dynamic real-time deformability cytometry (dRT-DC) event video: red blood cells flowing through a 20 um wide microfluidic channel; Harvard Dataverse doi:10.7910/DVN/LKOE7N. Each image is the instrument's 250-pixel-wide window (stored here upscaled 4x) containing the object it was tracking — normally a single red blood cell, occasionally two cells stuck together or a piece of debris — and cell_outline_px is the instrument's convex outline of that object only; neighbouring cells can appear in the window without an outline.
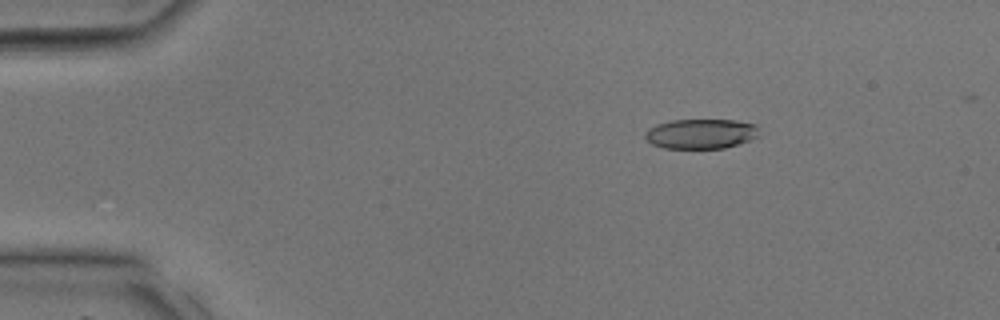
{"species": "common noctule bat (a hibernating species)", "species_latin": "Nyctalus noctula", "temperature_condition": "room temperature", "stored_images_in_passage": 15, "segment_of_instrument_passage": [1, 2], "camera_frame_rate_fps": 3000, "um_per_image_px": 0.085, "animal": {"sex": "male", "body_mass_g": 17.9, "forearm_length_mm": 54.2}, "frame": {"image": 1, "passage_image": 6, "time_ms": 1.667, "image_size_px": [1000, 320], "cell_outline_px": [[756, 136], [748, 140], [724, 148], [664, 148], [652, 144], [644, 140], [644, 132], [648, 128], [656, 124], [672, 120], [732, 120], [756, 124]], "centroid_in_image_um": [59.47, 11.37], "position_along_channel_um": 25.5, "area_um2": 19.65}}
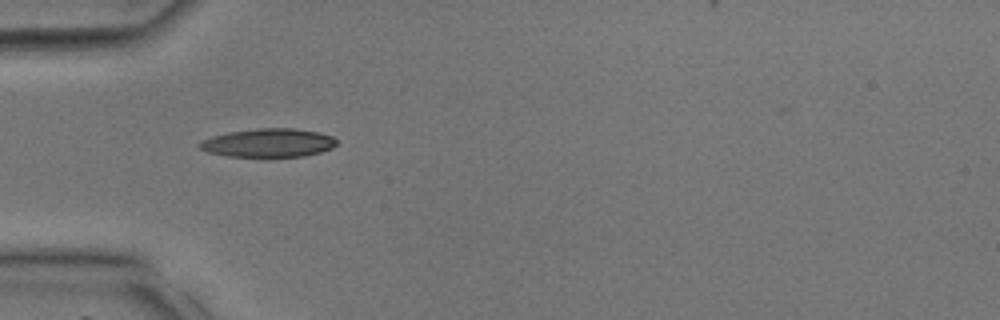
{"frame": {"image": 2, "passage_image": 12, "time_ms": 3.667, "image_size_px": [1000, 320], "cell_outline_px": [[336, 144], [332, 148], [320, 152], [304, 156], [268, 160], [228, 156], [208, 152], [200, 148], [196, 144], [212, 136], [228, 132], [256, 128], [296, 128], [316, 132], [332, 136], [336, 140]], "centroid_in_image_um": [22.8, 12.19], "position_along_channel_um": 62.2, "area_um2": 23.7}}